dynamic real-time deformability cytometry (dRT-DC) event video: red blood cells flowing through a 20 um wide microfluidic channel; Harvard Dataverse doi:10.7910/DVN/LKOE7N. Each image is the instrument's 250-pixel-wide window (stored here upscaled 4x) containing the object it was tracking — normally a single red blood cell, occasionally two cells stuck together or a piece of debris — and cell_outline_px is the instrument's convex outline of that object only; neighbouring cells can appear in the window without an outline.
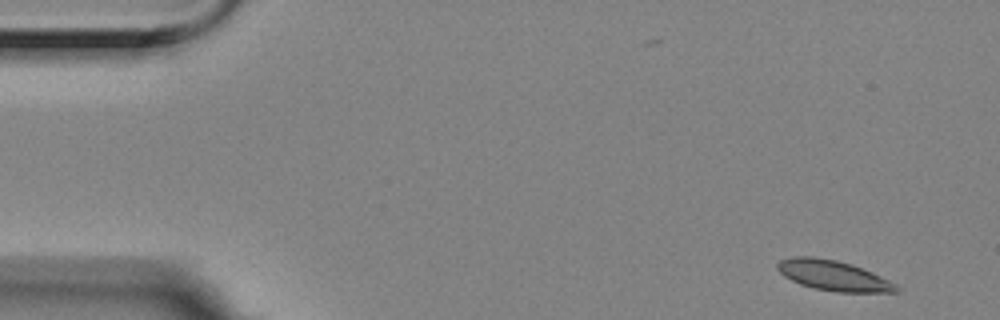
{"species": "Egyptian fruit bat (a non-hibernating species)", "species_latin": "Rousettus aegyptiacus", "temperature_condition": "room temperature", "stored_images_in_passage": 5, "camera_frame_rate_fps": 3000, "um_per_image_px": 0.085, "animal": {"sex": "female"}, "frame": {"image": 1, "passage_image": 1, "time_ms": 0.0, "image_size_px": [1000, 320], "cell_outline_px": [[900, 292], [836, 292], [812, 288], [800, 284], [784, 276], [776, 268], [776, 264], [780, 260], [792, 256], [812, 256], [836, 260], [852, 264], [872, 272], [896, 284], [900, 288]], "centroid_in_image_um": [70.82, 23.42], "position_along_channel_um": 14.2, "area_um2": 21.04}}
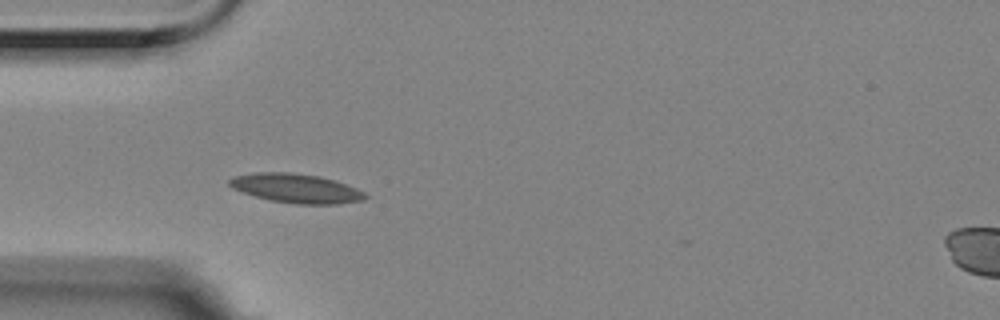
{"frame": {"image": 2, "passage_image": 4, "time_ms": 1.0, "image_size_px": [1000, 320], "cell_outline_px": [[368, 196], [364, 200], [336, 204], [296, 204], [272, 200], [256, 196], [232, 188], [228, 184], [228, 180], [232, 176], [256, 172], [288, 172], [320, 176], [336, 180], [356, 188], [364, 192]], "centroid_in_image_um": [25.18, 16.0], "position_along_channel_um": 59.8, "area_um2": 23.06}}
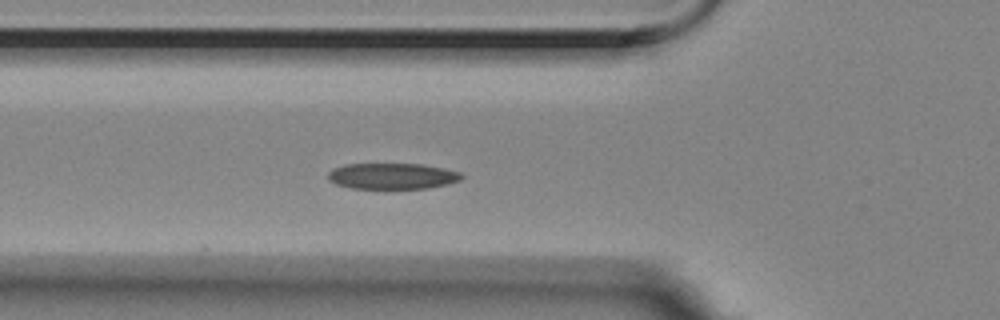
{"frame": {"image": 3, "passage_image": 5, "time_ms": 1.333, "image_size_px": [1000, 320], "cell_outline_px": [[464, 176], [460, 180], [448, 184], [428, 188], [352, 188], [336, 184], [328, 180], [328, 172], [332, 168], [344, 164], [424, 164], [444, 168], [460, 172]], "centroid_in_image_um": [33.34, 14.96], "position_along_channel_um": 92.5, "area_um2": 20.29}}